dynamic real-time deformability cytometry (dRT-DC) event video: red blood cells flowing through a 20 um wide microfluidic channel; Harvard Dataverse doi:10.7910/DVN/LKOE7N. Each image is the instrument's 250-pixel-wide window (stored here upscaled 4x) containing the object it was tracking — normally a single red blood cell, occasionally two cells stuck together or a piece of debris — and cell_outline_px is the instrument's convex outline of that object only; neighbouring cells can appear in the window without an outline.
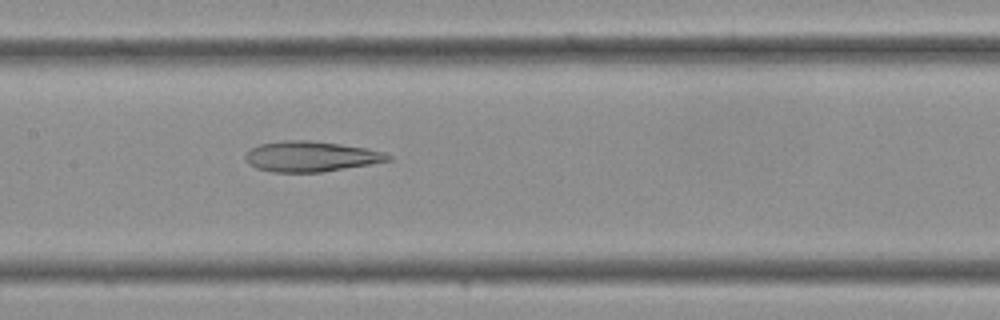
{"species": "Egyptian fruit bat (a non-hibernating species)", "species_latin": "Rousettus aegyptiacus", "temperature_condition": "cold", "stored_images_in_passage": 36, "camera_frame_rate_fps": 3000, "um_per_image_px": 0.085, "frame": {"image": 1, "passage_image": 17, "time_ms": 5.333, "image_size_px": [1000, 320], "cell_outline_px": [[392, 160], [324, 172], [272, 172], [256, 168], [248, 164], [244, 156], [252, 148], [260, 144], [284, 140], [308, 140], [340, 144], [364, 148], [384, 152], [392, 156]], "centroid_in_image_um": [26.41, 13.3], "position_along_channel_um": 181.0, "area_um2": 25.2}}
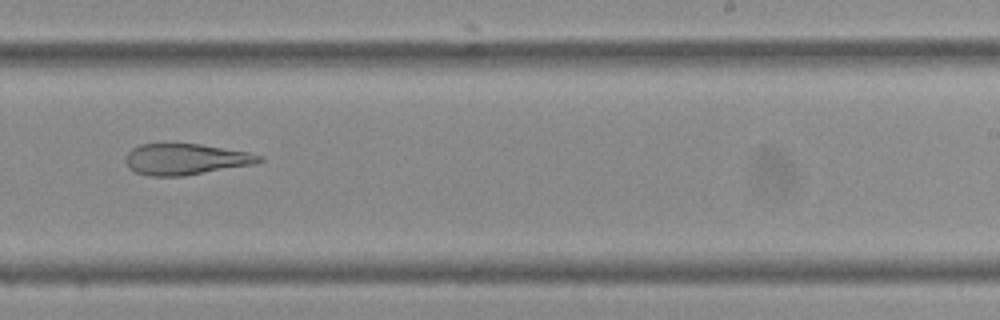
{"frame": {"image": 2, "passage_image": 22, "time_ms": 7.0, "image_size_px": [1000, 320], "cell_outline_px": [[264, 160], [256, 164], [184, 176], [152, 176], [136, 172], [128, 168], [124, 160], [124, 156], [132, 148], [140, 144], [200, 144], [248, 152], [264, 156]], "centroid_in_image_um": [15.79, 13.54], "position_along_channel_um": 273.2, "area_um2": 24.39}}
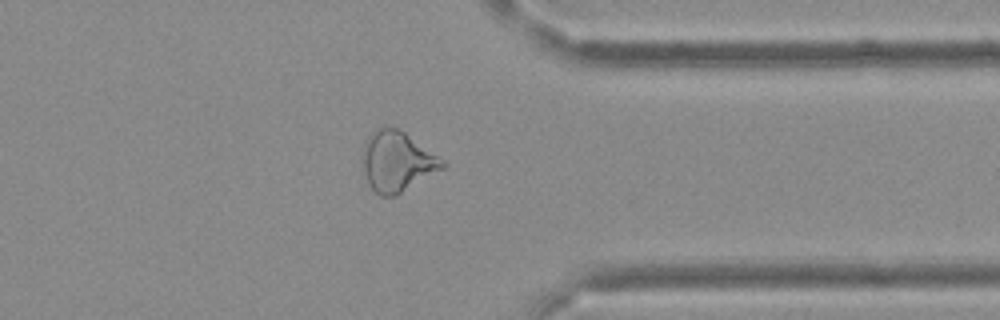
{"frame": {"image": 3, "passage_image": 28, "time_ms": 9.0, "image_size_px": [1000, 320], "cell_outline_px": [[448, 164], [444, 168], [400, 192], [392, 196], [380, 196], [372, 188], [368, 180], [360, 156], [360, 152], [368, 136], [376, 128], [396, 128], [404, 132], [444, 160]], "centroid_in_image_um": [33.73, 13.71], "position_along_channel_um": 377.7, "area_um2": 27.51}}